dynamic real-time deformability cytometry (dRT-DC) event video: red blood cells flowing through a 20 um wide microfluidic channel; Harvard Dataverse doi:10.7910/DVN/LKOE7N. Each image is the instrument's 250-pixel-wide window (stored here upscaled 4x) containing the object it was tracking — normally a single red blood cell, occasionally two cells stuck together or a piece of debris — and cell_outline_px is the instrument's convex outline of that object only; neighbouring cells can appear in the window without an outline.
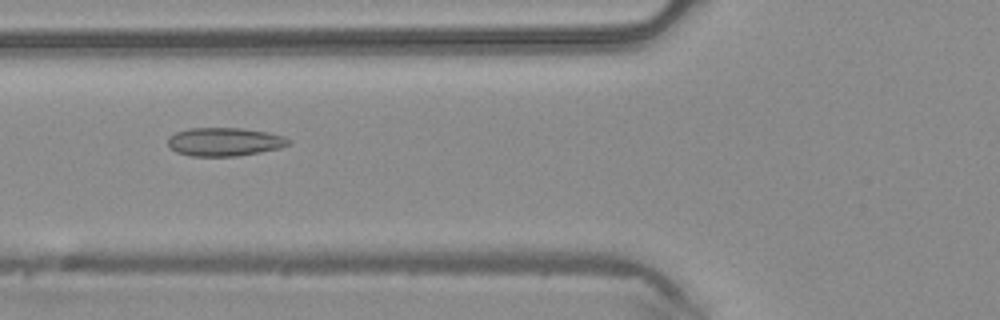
{"species": "common noctule bat (a hibernating species)", "species_latin": "Nyctalus noctula", "temperature_condition": "warm", "stored_images_in_passage": 33, "camera_frame_rate_fps": 3000, "um_per_image_px": 0.085, "animal": {"sex": "male", "body_mass_g": 20.4}, "frame": {"image": 1, "passage_image": 6, "time_ms": 1.667, "image_size_px": [1000, 320], "cell_outline_px": [[292, 144], [280, 148], [260, 152], [236, 156], [192, 156], [176, 152], [168, 148], [168, 136], [176, 132], [188, 128], [244, 128], [268, 132], [284, 136], [292, 140]], "centroid_in_image_um": [19.1, 12.05], "position_along_channel_um": 106.7, "area_um2": 20.29}}
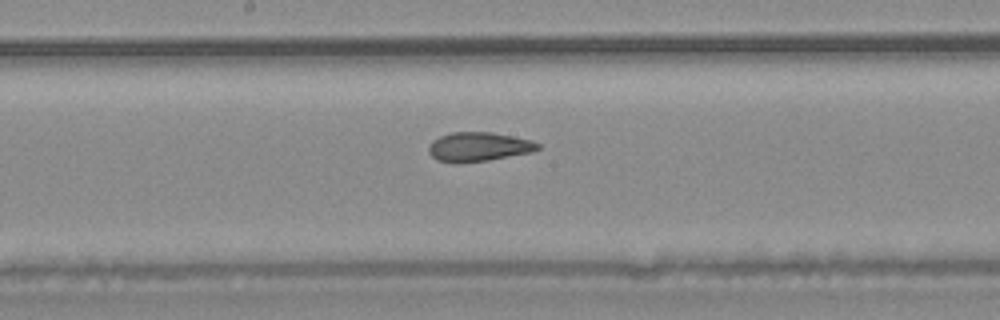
{"frame": {"image": 2, "passage_image": 13, "time_ms": 4.0, "image_size_px": [1000, 320], "cell_outline_px": [[540, 148], [532, 152], [488, 160], [456, 164], [436, 160], [428, 152], [428, 144], [432, 140], [440, 136], [452, 132], [492, 132], [532, 140], [540, 144]], "centroid_in_image_um": [40.65, 12.48], "position_along_channel_um": 207.6, "area_um2": 18.79}}
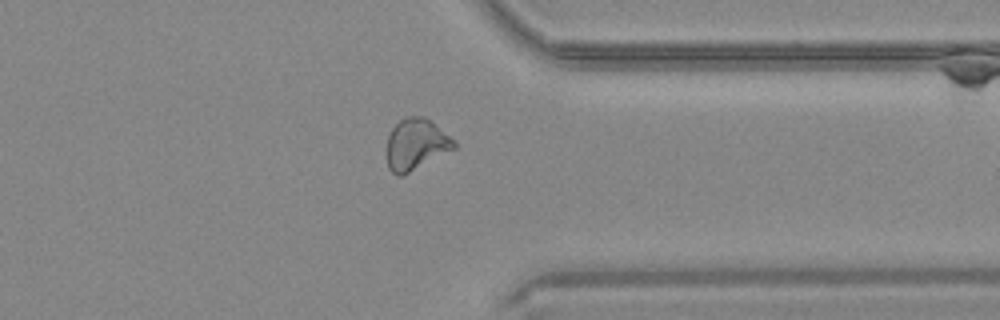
{"frame": {"image": 3, "passage_image": 25, "time_ms": 8.0, "image_size_px": [1000, 320], "cell_outline_px": [[456, 148], [400, 176], [396, 176], [388, 168], [384, 152], [388, 136], [392, 128], [400, 120], [408, 116], [424, 116], [448, 136], [456, 144]], "centroid_in_image_um": [35.27, 12.28], "position_along_channel_um": 376.1, "area_um2": 19.88}}